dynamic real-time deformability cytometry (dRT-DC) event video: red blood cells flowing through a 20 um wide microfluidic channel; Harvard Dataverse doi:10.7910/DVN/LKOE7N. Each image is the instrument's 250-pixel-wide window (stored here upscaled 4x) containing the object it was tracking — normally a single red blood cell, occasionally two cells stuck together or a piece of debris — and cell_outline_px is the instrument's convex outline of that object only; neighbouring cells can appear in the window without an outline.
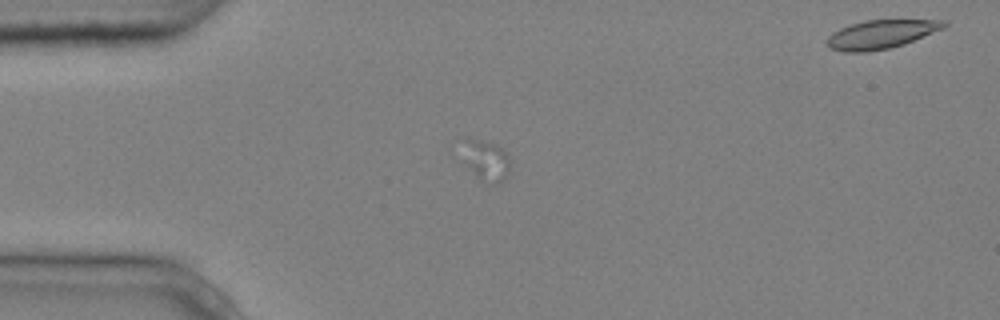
{"species": "common noctule bat (a hibernating species)", "species_latin": "Nyctalus noctula", "temperature_condition": "cold", "stored_images_in_passage": 3, "camera_frame_rate_fps": 3000, "um_per_image_px": 0.085, "animal": {"sex": "male", "body_mass_g": 20.4}, "frame": {"image": 1, "passage_image": 1, "time_ms": 0.0, "image_size_px": [1000, 320], "cell_outline_px": [[508, 172], [504, 180], [496, 184], [480, 180], [476, 176], [468, 164], [464, 140], [476, 140], [492, 144], [500, 148], [508, 156]], "centroid_in_image_um": [41.39, 13.7], "position_along_channel_um": 43.6, "area_um2": 10.23}}